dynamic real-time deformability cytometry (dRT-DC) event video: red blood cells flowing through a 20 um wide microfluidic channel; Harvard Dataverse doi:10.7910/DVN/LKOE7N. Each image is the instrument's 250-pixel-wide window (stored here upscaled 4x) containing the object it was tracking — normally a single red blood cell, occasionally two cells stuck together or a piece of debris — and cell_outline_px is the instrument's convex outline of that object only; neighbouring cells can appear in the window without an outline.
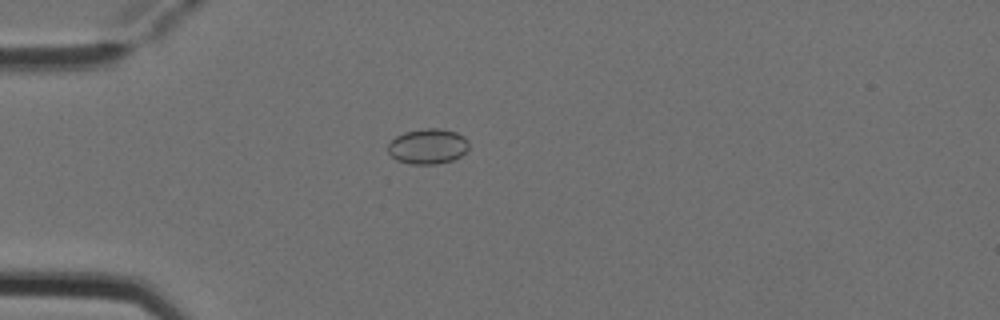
{"species": "Egyptian fruit bat (a non-hibernating species)", "species_latin": "Rousettus aegyptiacus", "temperature_condition": "cold", "stored_images_in_passage": 4, "camera_frame_rate_fps": 3000, "um_per_image_px": 0.085, "animal": {"sex": "female"}, "frame": {"image": 1, "passage_image": 4, "time_ms": 1.0, "image_size_px": [1000, 320], "cell_outline_px": [[468, 148], [460, 156], [452, 160], [436, 164], [408, 164], [396, 160], [388, 152], [388, 144], [396, 136], [404, 132], [424, 128], [440, 128], [456, 132], [464, 136], [468, 140]], "centroid_in_image_um": [36.35, 12.43], "position_along_channel_um": 48.6, "area_um2": 16.7}}